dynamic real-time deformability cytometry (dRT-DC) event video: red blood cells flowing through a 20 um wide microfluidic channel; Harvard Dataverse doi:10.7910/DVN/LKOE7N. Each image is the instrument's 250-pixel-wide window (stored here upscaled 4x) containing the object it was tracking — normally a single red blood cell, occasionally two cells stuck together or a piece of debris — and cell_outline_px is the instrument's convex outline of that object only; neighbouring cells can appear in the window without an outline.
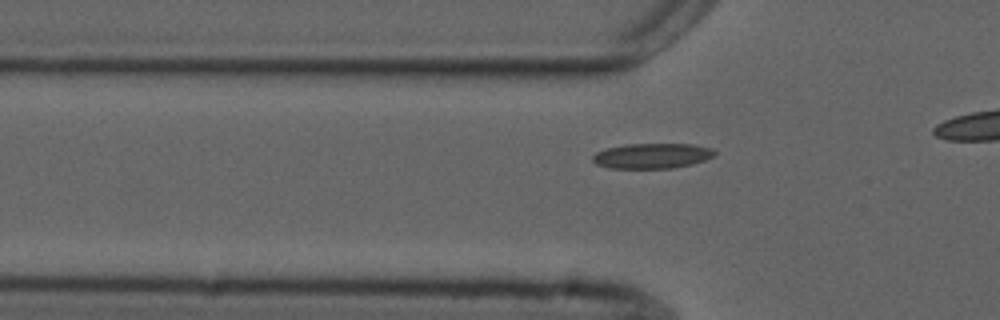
{"species": "common noctule bat (a hibernating species)", "species_latin": "Nyctalus noctula", "temperature_condition": "cold", "stored_images_in_passage": 12, "camera_frame_rate_fps": 3000, "um_per_image_px": 0.085, "animal": {"sex": "male", "forearm_length_mm": 52.5}, "frame": {"image": 1, "passage_image": 2, "time_ms": 0.333, "image_size_px": [1000, 320], "cell_outline_px": [[716, 152], [712, 156], [704, 160], [692, 164], [672, 168], [608, 168], [596, 164], [592, 160], [592, 156], [596, 152], [604, 148], [624, 144], [692, 144], [712, 148]], "centroid_in_image_um": [55.38, 13.24], "position_along_channel_um": 70.4, "area_um2": 17.98}}
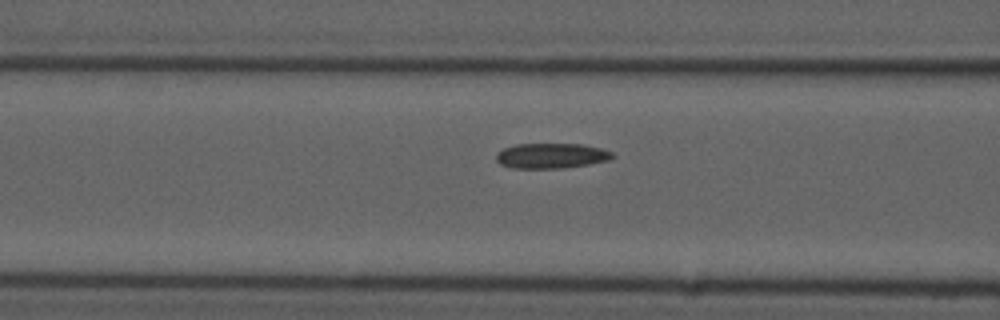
{"frame": {"image": 2, "passage_image": 6, "time_ms": 1.667, "image_size_px": [1000, 320], "cell_outline_px": [[616, 156], [608, 160], [588, 164], [564, 168], [512, 168], [500, 164], [496, 160], [496, 152], [504, 148], [516, 144], [580, 144], [600, 148], [612, 152]], "centroid_in_image_um": [46.84, 13.24], "position_along_channel_um": 119.8, "area_um2": 17.05}}
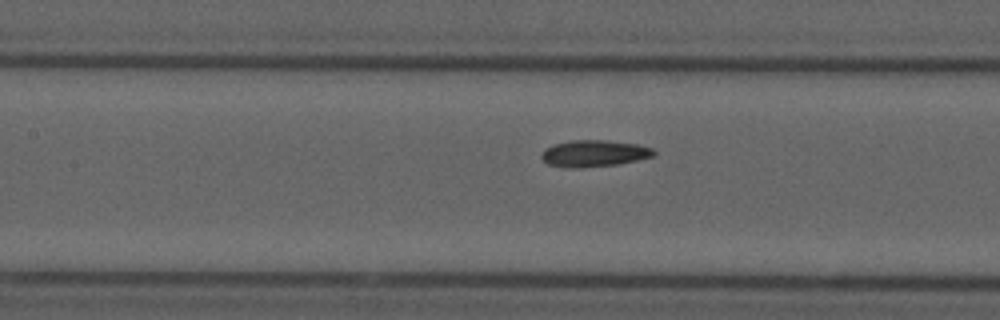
{"frame": {"image": 3, "passage_image": 9, "time_ms": 2.667, "image_size_px": [1000, 320], "cell_outline_px": [[656, 156], [616, 164], [580, 168], [564, 168], [548, 164], [540, 156], [544, 148], [552, 144], [572, 140], [608, 140], [636, 144], [652, 148], [656, 152]], "centroid_in_image_um": [50.47, 13.04], "position_along_channel_um": 156.9, "area_um2": 17.57}}